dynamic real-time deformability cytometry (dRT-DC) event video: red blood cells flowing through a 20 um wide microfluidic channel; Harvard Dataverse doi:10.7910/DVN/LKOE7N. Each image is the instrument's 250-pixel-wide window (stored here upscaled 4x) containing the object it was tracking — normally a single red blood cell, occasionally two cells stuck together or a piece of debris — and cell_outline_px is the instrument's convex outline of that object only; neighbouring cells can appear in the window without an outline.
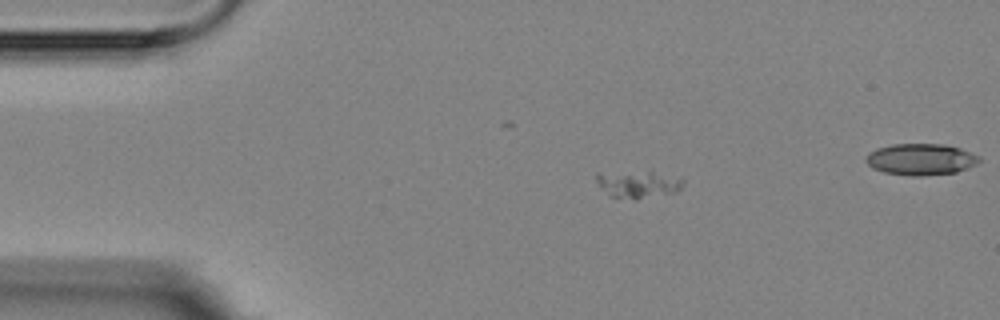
{"species": "Egyptian fruit bat (a non-hibernating species)", "species_latin": "Rousettus aegyptiacus", "temperature_condition": "room temperature", "stored_images_in_passage": 3, "segment_of_instrument_passage": [1, 2], "camera_frame_rate_fps": 3000, "um_per_image_px": 0.085, "animal": {"sex": "female"}, "frame": {"image": 1, "passage_image": 1, "time_ms": 0.0, "image_size_px": [1000, 320], "cell_outline_px": [[684, 184], [676, 192], [636, 200], [608, 196], [596, 180], [596, 172], [648, 172], [684, 176]], "centroid_in_image_um": [54.27, 15.66], "position_along_channel_um": 30.7, "area_um2": 13.99}}